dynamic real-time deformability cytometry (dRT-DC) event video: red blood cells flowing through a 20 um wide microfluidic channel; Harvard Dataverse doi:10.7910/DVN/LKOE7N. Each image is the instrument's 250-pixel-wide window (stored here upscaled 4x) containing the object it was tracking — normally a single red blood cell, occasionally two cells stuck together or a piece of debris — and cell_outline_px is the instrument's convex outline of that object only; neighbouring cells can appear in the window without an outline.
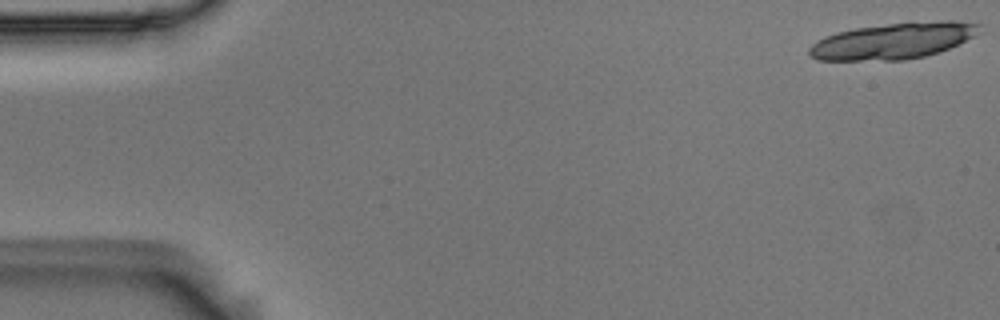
{"species": "Egyptian fruit bat (a non-hibernating species)", "species_latin": "Rousettus aegyptiacus", "temperature_condition": "room temperature", "stored_images_in_passage": 20, "camera_frame_rate_fps": 3000, "um_per_image_px": 0.085, "animal": {"sex": "male"}, "frame": {"image": 1, "passage_image": 1, "time_ms": 0.0, "image_size_px": [1000, 320], "cell_outline_px": [[980, 32], [940, 52], [924, 56], [904, 60], [816, 60], [808, 52], [808, 48], [812, 44], [824, 36], [836, 32], [856, 28], [912, 20], [952, 20], [980, 24]], "centroid_in_image_um": [75.91, 3.45], "position_along_channel_um": 9.1, "area_um2": 36.13}}